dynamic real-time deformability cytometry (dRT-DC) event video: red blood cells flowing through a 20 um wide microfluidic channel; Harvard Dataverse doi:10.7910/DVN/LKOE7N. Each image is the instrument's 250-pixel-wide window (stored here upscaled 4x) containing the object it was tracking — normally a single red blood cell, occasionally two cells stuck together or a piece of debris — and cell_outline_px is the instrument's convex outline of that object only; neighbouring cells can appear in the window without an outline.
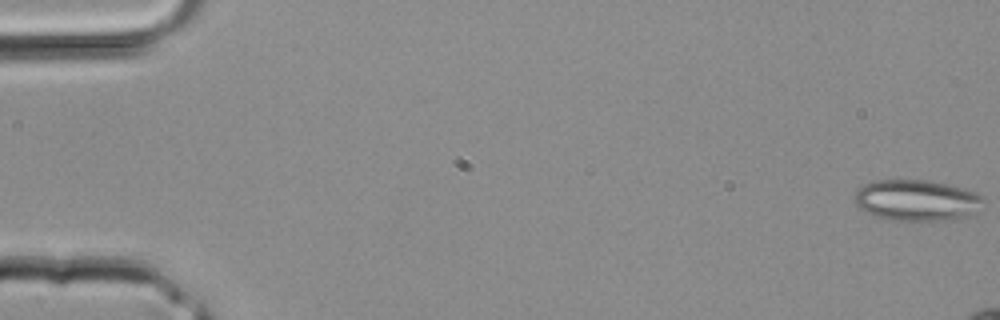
{"species": "common noctule bat (a hibernating species)", "species_latin": "Nyctalus noctula", "temperature_condition": "room temperature", "stored_images_in_passage": 4, "camera_frame_rate_fps": 3000, "um_per_image_px": 0.085, "animal": {"sex": "male", "body_mass_g": 20.4}, "frame": {"image": 1, "passage_image": 1, "time_ms": 0.0, "image_size_px": [1000, 320], "cell_outline_px": [[984, 200], [980, 212], [968, 216], [944, 220], [892, 220], [876, 216], [860, 208], [852, 200], [852, 196], [864, 184], [872, 180], [928, 180], [976, 192], [984, 196]], "centroid_in_image_um": [77.93, 17.02], "position_along_channel_um": 7.1, "area_um2": 30.92}}